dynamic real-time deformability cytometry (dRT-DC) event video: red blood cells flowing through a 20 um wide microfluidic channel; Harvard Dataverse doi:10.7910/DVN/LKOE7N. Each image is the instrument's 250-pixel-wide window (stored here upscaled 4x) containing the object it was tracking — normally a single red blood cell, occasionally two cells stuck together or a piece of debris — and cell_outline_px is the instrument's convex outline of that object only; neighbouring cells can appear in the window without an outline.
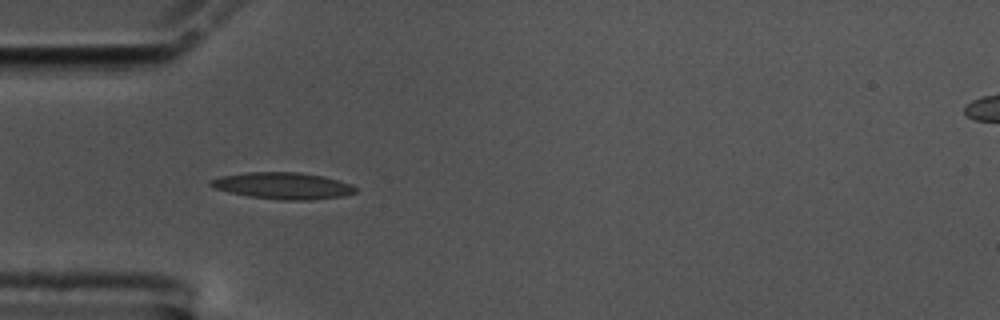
{"species": "common noctule bat (a hibernating species)", "species_latin": "Nyctalus noctula", "temperature_condition": "cold", "stored_images_in_passage": 41, "camera_frame_rate_fps": 3000, "um_per_image_px": 0.085, "animal": {"sex": "male", "body_mass_g": 17.5, "forearm_length_mm": 52.3}, "frame": {"image": 1, "passage_image": 1, "time_ms": 0.0, "image_size_px": [1000, 320], "cell_outline_px": [[356, 192], [344, 196], [312, 200], [280, 200], [248, 196], [228, 192], [216, 188], [208, 184], [208, 180], [220, 176], [248, 172], [300, 172], [324, 176], [352, 184], [356, 188]], "centroid_in_image_um": [24.05, 15.79], "position_along_channel_um": 61.0, "area_um2": 22.66}}
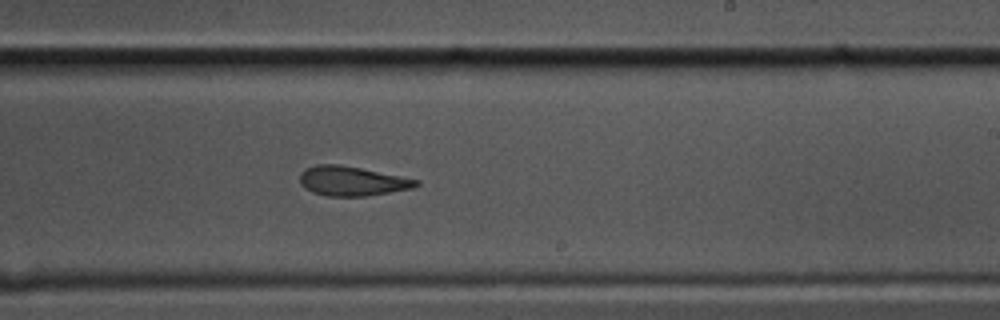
{"frame": {"image": 2, "passage_image": 18, "time_ms": 5.667, "image_size_px": [1000, 320], "cell_outline_px": [[420, 184], [412, 188], [368, 196], [328, 196], [312, 192], [304, 188], [300, 184], [300, 172], [304, 168], [316, 164], [340, 164], [420, 180]], "centroid_in_image_um": [29.88, 15.38], "position_along_channel_um": 259.1, "area_um2": 20.06}}
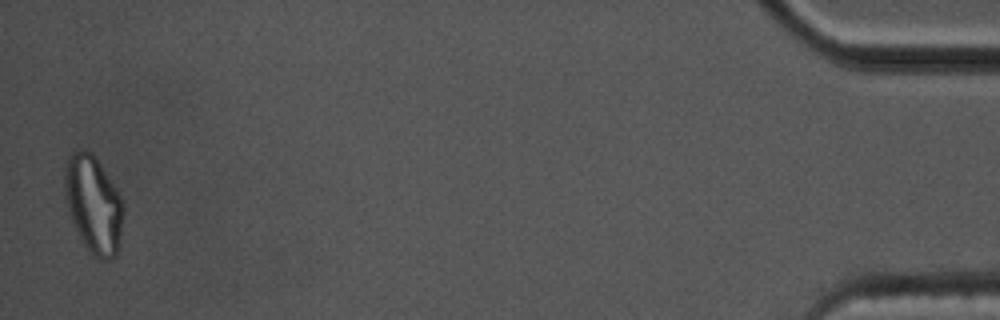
{"frame": {"image": 3, "passage_image": 40, "time_ms": 13.0, "image_size_px": [1000, 320], "cell_outline_px": [[124, 212], [120, 240], [116, 256], [112, 260], [96, 260], [88, 252], [80, 240], [72, 224], [64, 192], [64, 164], [72, 148], [80, 148], [92, 152], [100, 164], [120, 196], [124, 204]], "centroid_in_image_um": [7.91, 17.39], "position_along_channel_um": 427.3, "area_um2": 34.16}, "authors_computed_cell_mechanics": {"area_um2": 21.2126, "velocity_mm_per_s": 3.5394, "shape_relaxation_time_tau1_ms": null, "shape_relaxation_time_tau2_ms": 3.3376, "deformation_change_tau1": null, "deformation_change_tau2": 0.1148}}